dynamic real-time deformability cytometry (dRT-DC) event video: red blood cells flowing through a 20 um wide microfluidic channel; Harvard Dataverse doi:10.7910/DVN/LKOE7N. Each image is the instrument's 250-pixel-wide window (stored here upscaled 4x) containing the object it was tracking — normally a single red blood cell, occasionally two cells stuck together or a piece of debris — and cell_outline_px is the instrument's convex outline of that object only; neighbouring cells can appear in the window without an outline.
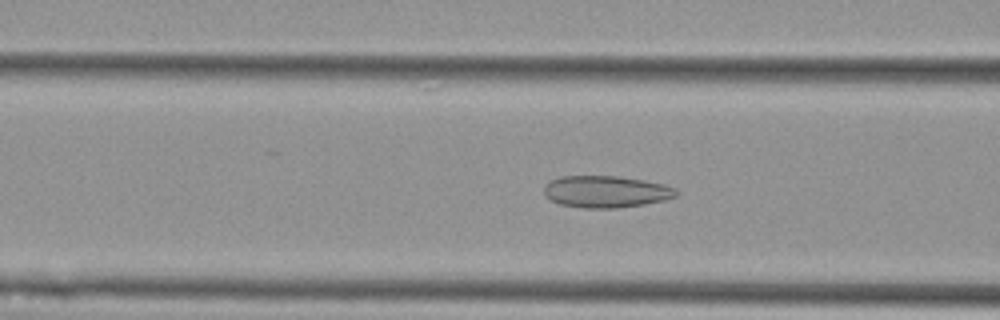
{"species": "Egyptian fruit bat (a non-hibernating species)", "species_latin": "Rousettus aegyptiacus", "temperature_condition": "cold", "stored_images_in_passage": 56, "camera_frame_rate_fps": 3000, "um_per_image_px": 0.085, "animal": {"sex": "female"}, "frame": {"image": 1, "passage_image": 22, "time_ms": 7.0, "image_size_px": [1000, 320], "cell_outline_px": [[680, 192], [676, 196], [664, 200], [644, 204], [616, 208], [584, 208], [560, 204], [544, 196], [544, 188], [552, 180], [560, 176], [616, 176], [644, 180], [664, 184], [676, 188]], "centroid_in_image_um": [51.54, 16.29], "position_along_channel_um": 115.1, "area_um2": 24.51}}
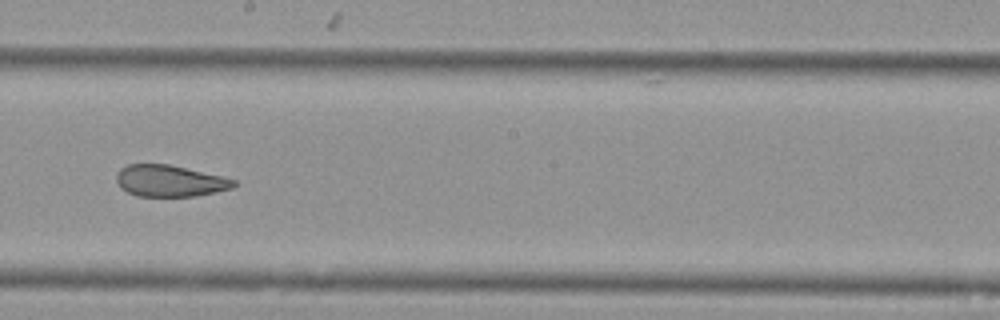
{"frame": {"image": 2, "passage_image": 32, "time_ms": 10.333, "image_size_px": [1000, 320], "cell_outline_px": [[236, 184], [232, 188], [216, 192], [192, 196], [136, 196], [120, 188], [116, 180], [116, 172], [120, 168], [128, 164], [168, 164], [220, 176], [236, 180]], "centroid_in_image_um": [14.38, 15.37], "position_along_channel_um": 233.8, "area_um2": 21.44}}
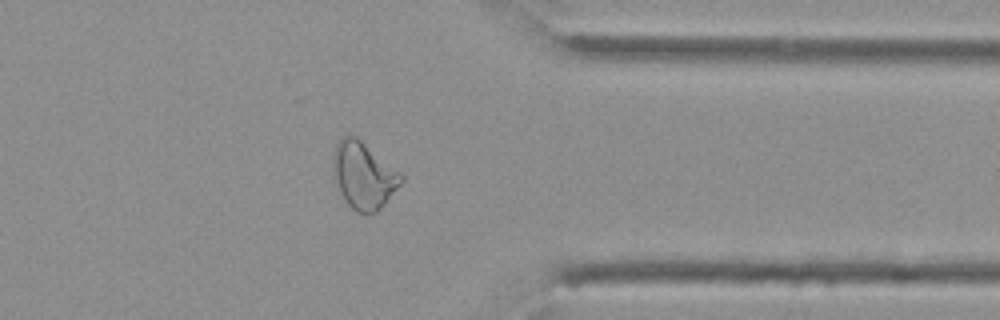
{"frame": {"image": 3, "passage_image": 45, "time_ms": 14.667, "image_size_px": [1000, 320], "cell_outline_px": [[404, 180], [384, 204], [376, 212], [356, 212], [344, 200], [340, 192], [332, 168], [332, 156], [336, 144], [348, 132], [356, 136], [400, 172], [404, 176]], "centroid_in_image_um": [30.89, 14.88], "position_along_channel_um": 380.5, "area_um2": 26.3}, "authors_computed_cell_mechanics": {"area_um2": 27.4261, "velocity_mm_per_s": 3.5679, "shape_relaxation_time_tau1_ms": null, "shape_relaxation_time_tau2_ms": 1.8415, "deformation_change_tau1": null, "deformation_change_tau2": 0.0803}}